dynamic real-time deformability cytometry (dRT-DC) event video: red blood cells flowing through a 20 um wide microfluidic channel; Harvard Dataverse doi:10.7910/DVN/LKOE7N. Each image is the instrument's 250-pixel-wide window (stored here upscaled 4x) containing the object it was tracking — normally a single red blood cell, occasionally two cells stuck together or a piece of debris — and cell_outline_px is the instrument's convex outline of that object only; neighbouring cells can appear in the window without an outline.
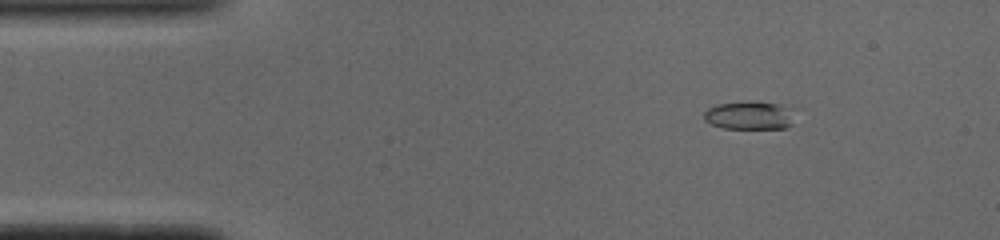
{"species": "common noctule bat (a hibernating species)", "species_latin": "Nyctalus noctula", "temperature_condition": "cold", "stored_images_in_passage": 51, "camera_frame_rate_fps": 3000, "um_per_image_px": 0.085, "animal": {"sex": "male", "body_mass_g": 19.0, "forearm_length_mm": 50.8}, "frame": {"image": 1, "passage_image": 7, "time_ms": 2.0, "image_size_px": [1000, 240], "cell_outline_px": [[796, 108], [792, 124], [784, 128], [724, 128], [712, 124], [704, 120], [704, 112], [708, 108], [716, 104], [744, 100], [748, 100], [776, 104]], "centroid_in_image_um": [63.74, 9.78], "position_along_channel_um": 21.3, "area_um2": 15.32}}
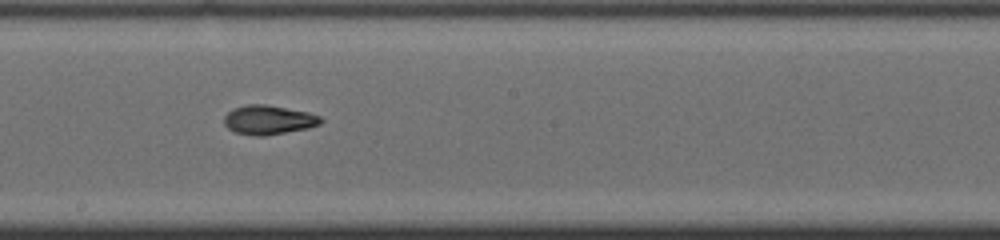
{"frame": {"image": 2, "passage_image": 28, "time_ms": 9.0, "image_size_px": [1000, 240], "cell_outline_px": [[324, 120], [320, 124], [308, 128], [264, 136], [256, 136], [236, 132], [228, 128], [224, 124], [224, 116], [232, 108], [248, 104], [264, 104], [308, 112], [320, 116]], "centroid_in_image_um": [22.82, 10.18], "position_along_channel_um": 225.4, "area_um2": 16.42}}
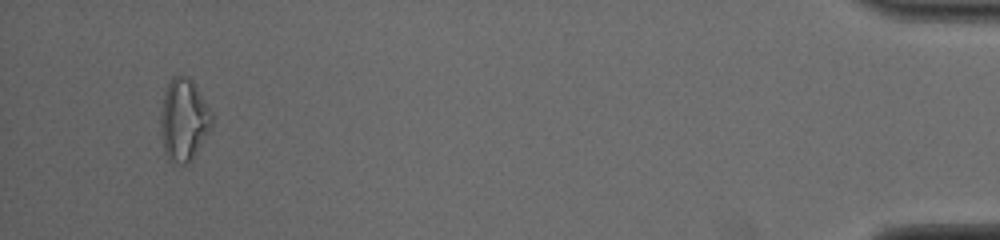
{"frame": {"image": 3, "passage_image": 49, "time_ms": 16.0, "image_size_px": [1000, 240], "cell_outline_px": [[212, 124], [208, 132], [196, 152], [184, 164], [172, 164], [168, 160], [164, 152], [160, 132], [160, 108], [164, 88], [172, 76], [188, 76], [192, 80], [212, 112]], "centroid_in_image_um": [15.56, 10.16], "position_along_channel_um": 419.6, "area_um2": 24.74}, "authors_computed_cell_mechanics": {"area_um2": 16.2418, "velocity_mm_per_s": 3.9196, "shape_relaxation_time_tau1_ms": null, "shape_relaxation_time_tau2_ms": 3.2553, "deformation_change_tau1": null, "deformation_change_tau2": 0.0834}}